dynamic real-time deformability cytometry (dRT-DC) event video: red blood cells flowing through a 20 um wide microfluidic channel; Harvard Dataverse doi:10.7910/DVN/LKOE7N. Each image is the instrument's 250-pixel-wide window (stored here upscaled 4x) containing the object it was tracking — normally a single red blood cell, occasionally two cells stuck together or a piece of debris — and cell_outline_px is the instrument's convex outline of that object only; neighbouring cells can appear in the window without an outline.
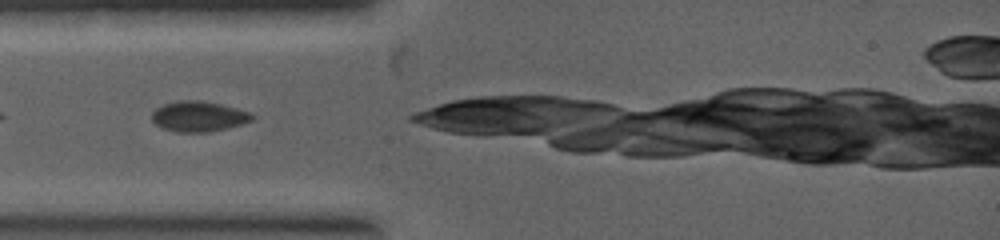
{"species": "common noctule bat (a hibernating species)", "species_latin": "Nyctalus noctula", "temperature_condition": "warm", "stored_images_in_passage": 4, "camera_frame_rate_fps": 5000, "um_per_image_px": 0.085, "animal": {"sex": "female", "body_mass_g": 19.0, "forearm_length_mm": 53.3}, "frame": {"image": 1, "passage_image": 2, "time_ms": 0.2, "image_size_px": [1000, 240], "cell_outline_px": [[256, 116], [252, 120], [228, 128], [208, 132], [176, 132], [160, 128], [152, 120], [152, 112], [156, 108], [164, 104], [180, 100], [200, 100], [220, 104], [248, 112]], "centroid_in_image_um": [16.85, 9.9], "position_along_channel_um": 68.2, "area_um2": 17.69}}